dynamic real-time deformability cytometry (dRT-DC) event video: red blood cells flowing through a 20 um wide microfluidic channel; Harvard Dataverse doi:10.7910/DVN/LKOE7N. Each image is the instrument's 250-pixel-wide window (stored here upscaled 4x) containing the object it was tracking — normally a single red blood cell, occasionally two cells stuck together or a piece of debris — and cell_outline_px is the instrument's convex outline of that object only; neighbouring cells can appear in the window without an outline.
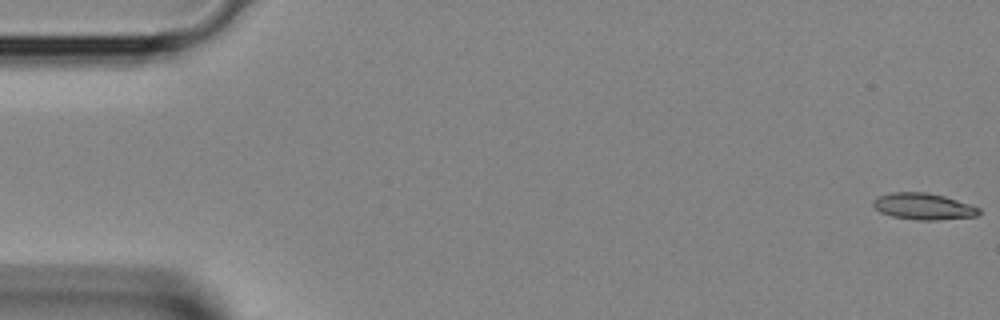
{"species": "Egyptian fruit bat (a non-hibernating species)", "species_latin": "Rousettus aegyptiacus", "temperature_condition": "room temperature", "stored_images_in_passage": 11, "camera_frame_rate_fps": 3000, "um_per_image_px": 0.085, "animal": {"sex": "female"}, "frame": {"image": 1, "passage_image": 1, "time_ms": 0.0, "image_size_px": [1000, 320], "cell_outline_px": [[980, 212], [976, 216], [936, 220], [916, 220], [892, 216], [880, 212], [872, 204], [872, 200], [876, 196], [888, 192], [928, 192], [944, 196], [980, 208]], "centroid_in_image_um": [78.43, 17.53], "position_along_channel_um": 6.6, "area_um2": 16.36}}
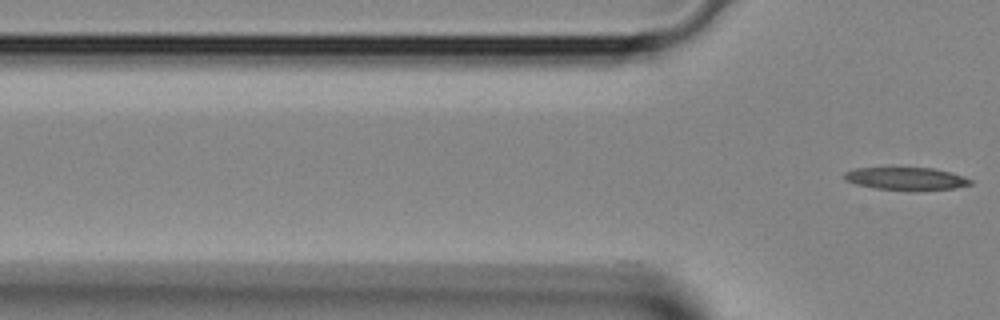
{"frame": {"image": 2, "passage_image": 11, "time_ms": 3.333, "image_size_px": [1000, 320], "cell_outline_px": [[972, 184], [956, 188], [916, 192], [912, 192], [876, 188], [856, 184], [844, 180], [844, 172], [856, 168], [892, 164], [896, 164], [932, 168], [952, 172], [972, 180]], "centroid_in_image_um": [76.98, 15.14], "position_along_channel_um": 48.8, "area_um2": 18.21}}